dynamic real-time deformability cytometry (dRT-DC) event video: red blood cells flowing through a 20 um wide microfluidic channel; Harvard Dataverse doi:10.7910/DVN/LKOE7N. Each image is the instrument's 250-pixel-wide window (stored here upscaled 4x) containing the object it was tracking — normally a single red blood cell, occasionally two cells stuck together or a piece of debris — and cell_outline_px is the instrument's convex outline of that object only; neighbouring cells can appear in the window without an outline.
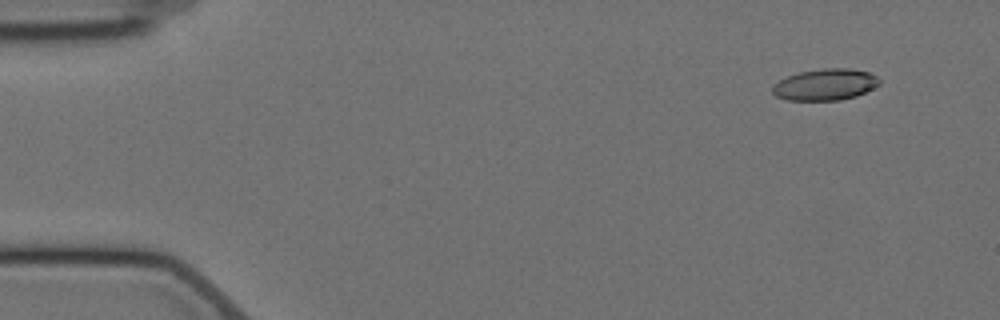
{"species": "Egyptian fruit bat (a non-hibernating species)", "species_latin": "Rousettus aegyptiacus", "temperature_condition": "cold", "stored_images_in_passage": 6, "camera_frame_rate_fps": 3000, "um_per_image_px": 0.085, "animal": {"sex": "female"}, "frame": {"image": 1, "passage_image": 2, "time_ms": 1.333, "image_size_px": [1000, 320], "cell_outline_px": [[880, 84], [856, 96], [840, 100], [788, 100], [776, 96], [772, 92], [772, 84], [788, 76], [800, 72], [824, 68], [848, 68], [868, 72], [876, 76], [880, 80]], "centroid_in_image_um": [70.13, 7.19], "position_along_channel_um": 14.9, "area_um2": 19.48}}
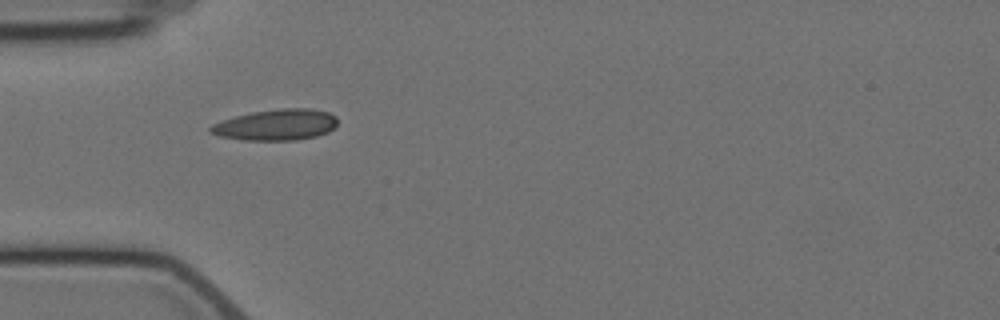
{"frame": {"image": 2, "passage_image": 5, "time_ms": 5.667, "image_size_px": [1000, 320], "cell_outline_px": [[336, 124], [328, 132], [316, 136], [296, 140], [244, 140], [220, 136], [208, 132], [208, 128], [212, 124], [220, 120], [252, 112], [280, 108], [312, 108], [328, 112], [336, 116]], "centroid_in_image_um": [23.44, 10.6], "position_along_channel_um": 61.6, "area_um2": 23.06}}
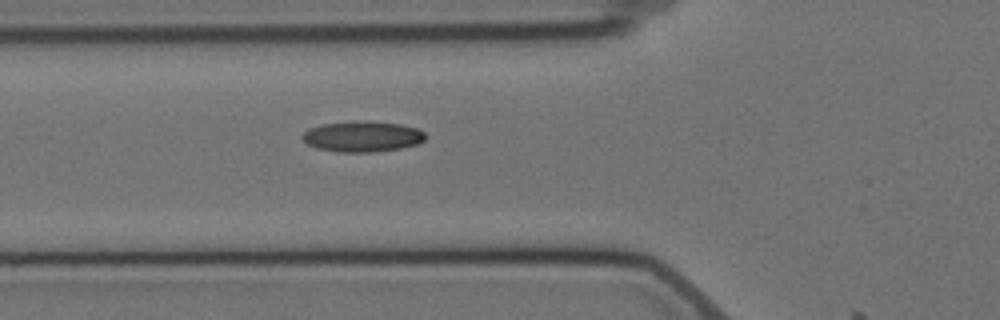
{"frame": {"image": 3, "passage_image": 6, "time_ms": 6.667, "image_size_px": [1000, 320], "cell_outline_px": [[424, 140], [416, 144], [400, 148], [372, 152], [340, 152], [316, 148], [308, 144], [300, 136], [308, 128], [324, 124], [356, 120], [368, 120], [400, 124], [416, 128], [424, 132]], "centroid_in_image_um": [30.77, 11.59], "position_along_channel_um": 95.0, "area_um2": 22.02}}